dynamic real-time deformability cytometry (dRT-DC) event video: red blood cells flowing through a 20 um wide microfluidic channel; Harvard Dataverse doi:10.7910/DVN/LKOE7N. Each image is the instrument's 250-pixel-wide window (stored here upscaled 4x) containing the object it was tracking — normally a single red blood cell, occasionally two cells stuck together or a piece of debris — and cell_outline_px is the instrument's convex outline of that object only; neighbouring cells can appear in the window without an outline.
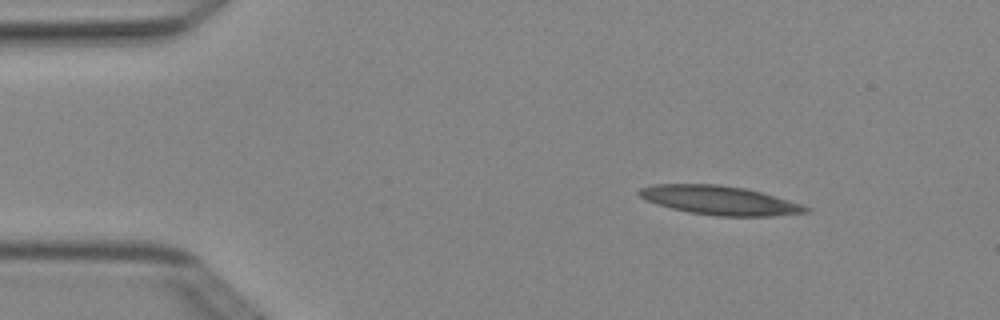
{"species": "Egyptian fruit bat (a non-hibernating species)", "species_latin": "Rousettus aegyptiacus", "temperature_condition": "cold", "stored_images_in_passage": 3, "camera_frame_rate_fps": 3000, "um_per_image_px": 0.085, "animal": {"sex": "female"}, "frame": {"image": 1, "passage_image": 1, "time_ms": 0.0, "image_size_px": [1000, 320], "cell_outline_px": [[808, 212], [772, 216], [716, 216], [688, 212], [656, 204], [640, 196], [636, 192], [640, 188], [652, 184], [720, 184], [744, 188], [776, 196], [800, 204], [808, 208]], "centroid_in_image_um": [61.12, 17.02], "position_along_channel_um": 23.9, "area_um2": 27.92}}
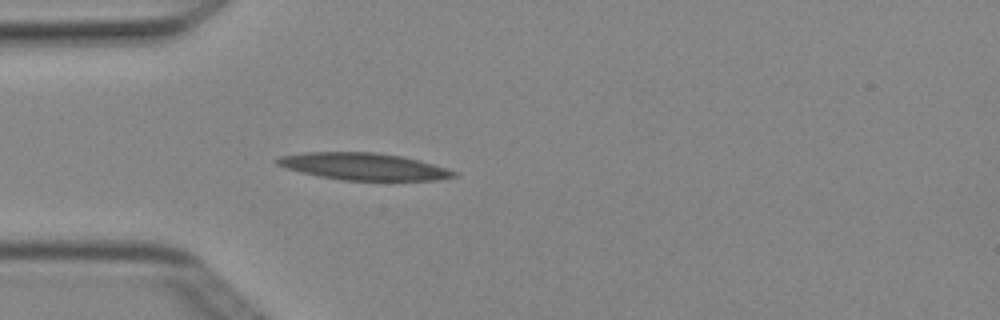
{"frame": {"image": 2, "passage_image": 3, "time_ms": 0.667, "image_size_px": [1000, 320], "cell_outline_px": [[460, 176], [436, 180], [340, 180], [300, 172], [284, 168], [276, 164], [272, 160], [280, 156], [304, 152], [372, 152], [400, 156], [420, 160], [448, 168], [460, 172]], "centroid_in_image_um": [30.92, 14.15], "position_along_channel_um": 54.1, "area_um2": 28.09}}